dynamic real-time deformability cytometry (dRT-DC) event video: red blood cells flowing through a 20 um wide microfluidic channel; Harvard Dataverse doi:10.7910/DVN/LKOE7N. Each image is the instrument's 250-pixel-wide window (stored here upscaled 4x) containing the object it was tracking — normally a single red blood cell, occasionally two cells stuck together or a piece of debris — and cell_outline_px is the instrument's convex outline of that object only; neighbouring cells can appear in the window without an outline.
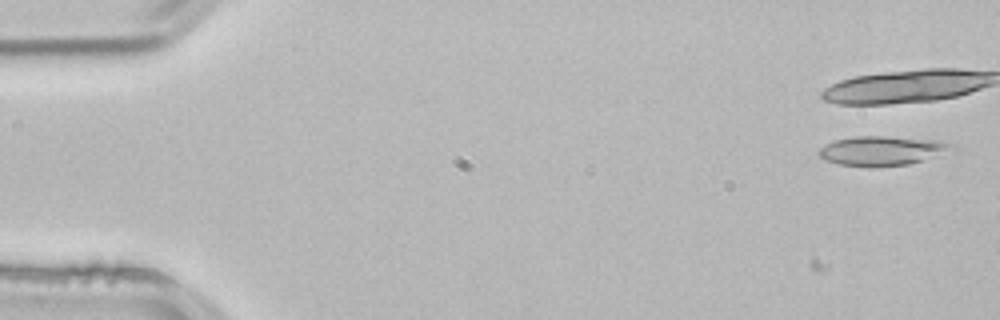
{"species": "common noctule bat (a hibernating species)", "species_latin": "Nyctalus noctula", "temperature_condition": "room temperature", "stored_images_in_passage": 5, "camera_frame_rate_fps": 3000, "um_per_image_px": 0.085, "animal": {"sex": "male", "body_mass_g": 21.5, "forearm_length_mm": 52.0}, "frame": {"image": 1, "passage_image": 2, "time_ms": 0.333, "image_size_px": [1000, 320], "cell_outline_px": [[956, 148], [908, 164], [872, 168], [840, 164], [828, 160], [820, 156], [816, 152], [820, 148], [832, 140], [856, 136], [884, 136], [940, 140], [952, 144]], "centroid_in_image_um": [74.91, 12.81], "position_along_channel_um": 10.1, "area_um2": 22.66}}